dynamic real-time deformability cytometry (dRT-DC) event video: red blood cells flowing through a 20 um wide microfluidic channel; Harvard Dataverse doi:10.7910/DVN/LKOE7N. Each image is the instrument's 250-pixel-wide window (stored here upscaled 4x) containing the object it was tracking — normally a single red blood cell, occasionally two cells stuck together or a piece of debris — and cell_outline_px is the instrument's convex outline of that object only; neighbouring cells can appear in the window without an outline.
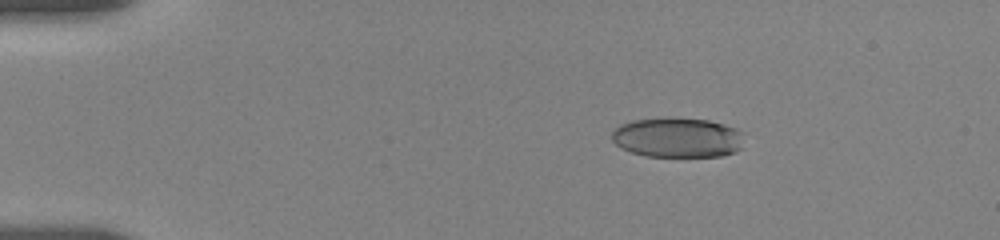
{"species": "human", "species_latin": "Homo sapiens", "temperature_condition": "room temperature", "stored_images_in_passage": 8, "camera_frame_rate_fps": 3000, "um_per_image_px": 0.085, "donor": {"sex": "female"}, "frame": {"image": 1, "passage_image": 4, "time_ms": 2.667, "image_size_px": [1000, 240], "cell_outline_px": [[740, 148], [736, 152], [720, 156], [644, 156], [632, 152], [616, 144], [612, 140], [612, 132], [620, 124], [632, 120], [676, 116], [708, 120], [724, 124], [736, 128], [740, 132]], "centroid_in_image_um": [57.55, 11.67], "position_along_channel_um": 27.4, "area_um2": 30.81}}
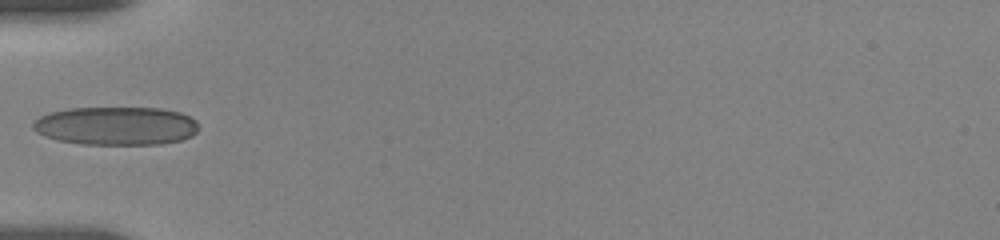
{"frame": {"image": 2, "passage_image": 8, "time_ms": 6.0, "image_size_px": [1000, 240], "cell_outline_px": [[200, 128], [192, 136], [180, 140], [160, 144], [80, 144], [60, 140], [44, 136], [36, 132], [32, 128], [32, 124], [40, 116], [52, 112], [72, 108], [160, 108], [180, 112], [196, 120]], "centroid_in_image_um": [9.89, 10.7], "position_along_channel_um": 75.1, "area_um2": 37.05}}